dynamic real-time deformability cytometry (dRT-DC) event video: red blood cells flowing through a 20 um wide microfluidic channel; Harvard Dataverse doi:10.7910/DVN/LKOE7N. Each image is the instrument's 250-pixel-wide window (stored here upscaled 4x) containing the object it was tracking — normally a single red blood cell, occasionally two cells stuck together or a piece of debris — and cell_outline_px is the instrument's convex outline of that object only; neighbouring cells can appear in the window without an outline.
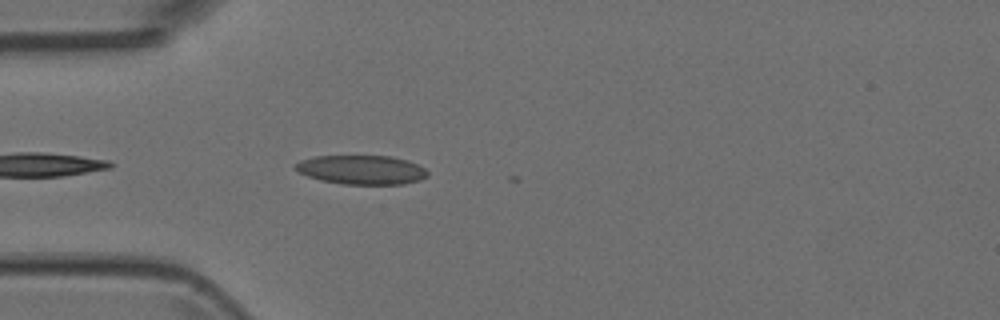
{"species": "Egyptian fruit bat (a non-hibernating species)", "species_latin": "Rousettus aegyptiacus", "temperature_condition": "room temperature", "stored_images_in_passage": 4, "camera_frame_rate_fps": 3000, "um_per_image_px": 0.085, "animal": {"sex": "female"}, "frame": {"image": 1, "passage_image": 4, "time_ms": 1.0, "image_size_px": [1000, 320], "cell_outline_px": [[428, 176], [420, 180], [404, 184], [340, 184], [320, 180], [296, 172], [292, 168], [300, 160], [312, 156], [392, 156], [408, 160], [424, 168], [428, 172]], "centroid_in_image_um": [30.7, 14.43], "position_along_channel_um": 54.3, "area_um2": 22.66}}